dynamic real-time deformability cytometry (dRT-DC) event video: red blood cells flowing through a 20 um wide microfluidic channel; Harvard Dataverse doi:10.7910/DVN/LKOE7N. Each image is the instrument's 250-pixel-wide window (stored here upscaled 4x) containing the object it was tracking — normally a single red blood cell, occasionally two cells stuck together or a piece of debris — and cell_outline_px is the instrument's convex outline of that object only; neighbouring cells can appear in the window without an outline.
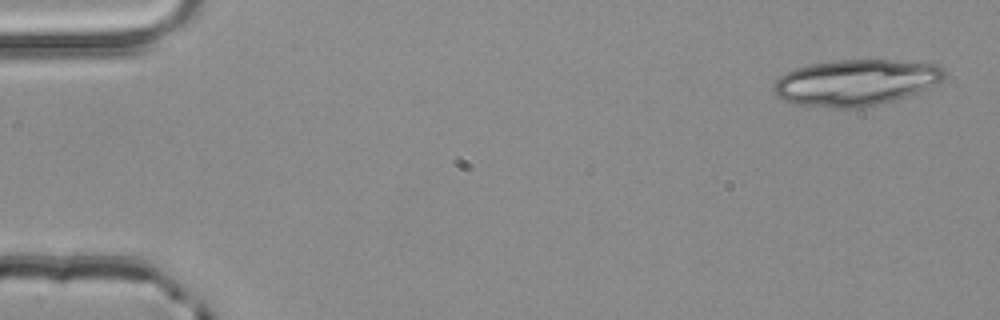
{"species": "common noctule bat (a hibernating species)", "species_latin": "Nyctalus noctula", "temperature_condition": "room temperature", "stored_images_in_passage": 4, "camera_frame_rate_fps": 3000, "um_per_image_px": 0.085, "animal": {"sex": "male", "body_mass_g": 20.4}, "frame": {"image": 1, "passage_image": 1, "time_ms": 0.0, "image_size_px": [1000, 320], "cell_outline_px": [[944, 76], [940, 80], [928, 88], [892, 100], [860, 108], [832, 108], [792, 104], [776, 96], [772, 88], [772, 84], [780, 76], [796, 68], [812, 64], [836, 60], [892, 60], [940, 64], [944, 68]], "centroid_in_image_um": [72.69, 7.01], "position_along_channel_um": 12.3, "area_um2": 45.72}}